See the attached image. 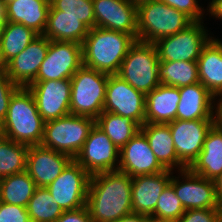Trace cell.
Returning <instances> with one entry per match:
<instances>
[{
    "label": "cell",
    "mask_w": 222,
    "mask_h": 222,
    "mask_svg": "<svg viewBox=\"0 0 222 222\" xmlns=\"http://www.w3.org/2000/svg\"><path fill=\"white\" fill-rule=\"evenodd\" d=\"M132 178L119 170L90 177L86 207L93 222H113L133 212Z\"/></svg>",
    "instance_id": "obj_1"
},
{
    "label": "cell",
    "mask_w": 222,
    "mask_h": 222,
    "mask_svg": "<svg viewBox=\"0 0 222 222\" xmlns=\"http://www.w3.org/2000/svg\"><path fill=\"white\" fill-rule=\"evenodd\" d=\"M136 39L129 34L99 27L89 29L82 43L83 66L108 75L117 74Z\"/></svg>",
    "instance_id": "obj_2"
},
{
    "label": "cell",
    "mask_w": 222,
    "mask_h": 222,
    "mask_svg": "<svg viewBox=\"0 0 222 222\" xmlns=\"http://www.w3.org/2000/svg\"><path fill=\"white\" fill-rule=\"evenodd\" d=\"M45 121L38 112L34 97L27 87H19L12 95L2 121L3 136L28 146L40 145Z\"/></svg>",
    "instance_id": "obj_3"
},
{
    "label": "cell",
    "mask_w": 222,
    "mask_h": 222,
    "mask_svg": "<svg viewBox=\"0 0 222 222\" xmlns=\"http://www.w3.org/2000/svg\"><path fill=\"white\" fill-rule=\"evenodd\" d=\"M137 17V41L147 43H155L193 23L187 15L160 0L139 4Z\"/></svg>",
    "instance_id": "obj_4"
},
{
    "label": "cell",
    "mask_w": 222,
    "mask_h": 222,
    "mask_svg": "<svg viewBox=\"0 0 222 222\" xmlns=\"http://www.w3.org/2000/svg\"><path fill=\"white\" fill-rule=\"evenodd\" d=\"M159 63L155 44L136 40L123 59L117 75L147 95L160 84Z\"/></svg>",
    "instance_id": "obj_5"
},
{
    "label": "cell",
    "mask_w": 222,
    "mask_h": 222,
    "mask_svg": "<svg viewBox=\"0 0 222 222\" xmlns=\"http://www.w3.org/2000/svg\"><path fill=\"white\" fill-rule=\"evenodd\" d=\"M109 75L82 66L71 77L70 112L96 119L103 113Z\"/></svg>",
    "instance_id": "obj_6"
},
{
    "label": "cell",
    "mask_w": 222,
    "mask_h": 222,
    "mask_svg": "<svg viewBox=\"0 0 222 222\" xmlns=\"http://www.w3.org/2000/svg\"><path fill=\"white\" fill-rule=\"evenodd\" d=\"M94 124V118L74 114L47 121L40 145L74 159Z\"/></svg>",
    "instance_id": "obj_7"
},
{
    "label": "cell",
    "mask_w": 222,
    "mask_h": 222,
    "mask_svg": "<svg viewBox=\"0 0 222 222\" xmlns=\"http://www.w3.org/2000/svg\"><path fill=\"white\" fill-rule=\"evenodd\" d=\"M202 21L193 22L186 29L157 40L159 61H197L202 48L209 42Z\"/></svg>",
    "instance_id": "obj_8"
},
{
    "label": "cell",
    "mask_w": 222,
    "mask_h": 222,
    "mask_svg": "<svg viewBox=\"0 0 222 222\" xmlns=\"http://www.w3.org/2000/svg\"><path fill=\"white\" fill-rule=\"evenodd\" d=\"M118 157H120V150L111 139L94 124L84 145L74 160L92 176L98 173L118 170Z\"/></svg>",
    "instance_id": "obj_9"
},
{
    "label": "cell",
    "mask_w": 222,
    "mask_h": 222,
    "mask_svg": "<svg viewBox=\"0 0 222 222\" xmlns=\"http://www.w3.org/2000/svg\"><path fill=\"white\" fill-rule=\"evenodd\" d=\"M145 108L146 95L117 74L109 75L103 112L128 117L142 126L145 124Z\"/></svg>",
    "instance_id": "obj_10"
},
{
    "label": "cell",
    "mask_w": 222,
    "mask_h": 222,
    "mask_svg": "<svg viewBox=\"0 0 222 222\" xmlns=\"http://www.w3.org/2000/svg\"><path fill=\"white\" fill-rule=\"evenodd\" d=\"M90 177L73 159L47 189L64 211L83 208L86 206Z\"/></svg>",
    "instance_id": "obj_11"
},
{
    "label": "cell",
    "mask_w": 222,
    "mask_h": 222,
    "mask_svg": "<svg viewBox=\"0 0 222 222\" xmlns=\"http://www.w3.org/2000/svg\"><path fill=\"white\" fill-rule=\"evenodd\" d=\"M82 66V44L50 40L47 55L34 81L71 79Z\"/></svg>",
    "instance_id": "obj_12"
},
{
    "label": "cell",
    "mask_w": 222,
    "mask_h": 222,
    "mask_svg": "<svg viewBox=\"0 0 222 222\" xmlns=\"http://www.w3.org/2000/svg\"><path fill=\"white\" fill-rule=\"evenodd\" d=\"M27 88L45 122L71 114L70 79L33 81Z\"/></svg>",
    "instance_id": "obj_13"
},
{
    "label": "cell",
    "mask_w": 222,
    "mask_h": 222,
    "mask_svg": "<svg viewBox=\"0 0 222 222\" xmlns=\"http://www.w3.org/2000/svg\"><path fill=\"white\" fill-rule=\"evenodd\" d=\"M216 120L176 119L167 123L174 140L178 160L189 168L203 149L205 137Z\"/></svg>",
    "instance_id": "obj_14"
},
{
    "label": "cell",
    "mask_w": 222,
    "mask_h": 222,
    "mask_svg": "<svg viewBox=\"0 0 222 222\" xmlns=\"http://www.w3.org/2000/svg\"><path fill=\"white\" fill-rule=\"evenodd\" d=\"M180 173L182 179H185L183 183L179 178L171 176L169 184L174 188L185 210L221 208L213 180L201 177L189 168L180 170Z\"/></svg>",
    "instance_id": "obj_15"
},
{
    "label": "cell",
    "mask_w": 222,
    "mask_h": 222,
    "mask_svg": "<svg viewBox=\"0 0 222 222\" xmlns=\"http://www.w3.org/2000/svg\"><path fill=\"white\" fill-rule=\"evenodd\" d=\"M95 27L132 35L137 40V6L129 0H93Z\"/></svg>",
    "instance_id": "obj_16"
},
{
    "label": "cell",
    "mask_w": 222,
    "mask_h": 222,
    "mask_svg": "<svg viewBox=\"0 0 222 222\" xmlns=\"http://www.w3.org/2000/svg\"><path fill=\"white\" fill-rule=\"evenodd\" d=\"M119 158L118 170L131 178L166 170L156 159L147 138L141 131L120 149Z\"/></svg>",
    "instance_id": "obj_17"
},
{
    "label": "cell",
    "mask_w": 222,
    "mask_h": 222,
    "mask_svg": "<svg viewBox=\"0 0 222 222\" xmlns=\"http://www.w3.org/2000/svg\"><path fill=\"white\" fill-rule=\"evenodd\" d=\"M73 159L41 145H30L27 151L26 172L36 187H47L63 172Z\"/></svg>",
    "instance_id": "obj_18"
},
{
    "label": "cell",
    "mask_w": 222,
    "mask_h": 222,
    "mask_svg": "<svg viewBox=\"0 0 222 222\" xmlns=\"http://www.w3.org/2000/svg\"><path fill=\"white\" fill-rule=\"evenodd\" d=\"M50 40L39 35L20 54L5 65L10 80L19 87H27L36 78L49 48Z\"/></svg>",
    "instance_id": "obj_19"
},
{
    "label": "cell",
    "mask_w": 222,
    "mask_h": 222,
    "mask_svg": "<svg viewBox=\"0 0 222 222\" xmlns=\"http://www.w3.org/2000/svg\"><path fill=\"white\" fill-rule=\"evenodd\" d=\"M172 170L132 178L131 200L133 213L151 217L158 197L169 184Z\"/></svg>",
    "instance_id": "obj_20"
},
{
    "label": "cell",
    "mask_w": 222,
    "mask_h": 222,
    "mask_svg": "<svg viewBox=\"0 0 222 222\" xmlns=\"http://www.w3.org/2000/svg\"><path fill=\"white\" fill-rule=\"evenodd\" d=\"M180 101L176 119L190 121L195 119L216 120L217 105L215 96L200 82L179 87ZM213 103V104H212ZM214 105V106H213Z\"/></svg>",
    "instance_id": "obj_21"
},
{
    "label": "cell",
    "mask_w": 222,
    "mask_h": 222,
    "mask_svg": "<svg viewBox=\"0 0 222 222\" xmlns=\"http://www.w3.org/2000/svg\"><path fill=\"white\" fill-rule=\"evenodd\" d=\"M189 169L210 180L222 174V126L218 122L209 129L203 149Z\"/></svg>",
    "instance_id": "obj_22"
},
{
    "label": "cell",
    "mask_w": 222,
    "mask_h": 222,
    "mask_svg": "<svg viewBox=\"0 0 222 222\" xmlns=\"http://www.w3.org/2000/svg\"><path fill=\"white\" fill-rule=\"evenodd\" d=\"M179 88L159 84L146 95L145 123L167 124L176 120Z\"/></svg>",
    "instance_id": "obj_23"
},
{
    "label": "cell",
    "mask_w": 222,
    "mask_h": 222,
    "mask_svg": "<svg viewBox=\"0 0 222 222\" xmlns=\"http://www.w3.org/2000/svg\"><path fill=\"white\" fill-rule=\"evenodd\" d=\"M7 22L20 23L43 35L48 19L50 1L13 0L6 5Z\"/></svg>",
    "instance_id": "obj_24"
},
{
    "label": "cell",
    "mask_w": 222,
    "mask_h": 222,
    "mask_svg": "<svg viewBox=\"0 0 222 222\" xmlns=\"http://www.w3.org/2000/svg\"><path fill=\"white\" fill-rule=\"evenodd\" d=\"M140 131L147 138L156 159L165 169L173 171L175 166L179 171L186 169L178 160L168 124L145 123L141 126Z\"/></svg>",
    "instance_id": "obj_25"
},
{
    "label": "cell",
    "mask_w": 222,
    "mask_h": 222,
    "mask_svg": "<svg viewBox=\"0 0 222 222\" xmlns=\"http://www.w3.org/2000/svg\"><path fill=\"white\" fill-rule=\"evenodd\" d=\"M199 82L215 97L222 91V41L211 38L197 60Z\"/></svg>",
    "instance_id": "obj_26"
},
{
    "label": "cell",
    "mask_w": 222,
    "mask_h": 222,
    "mask_svg": "<svg viewBox=\"0 0 222 222\" xmlns=\"http://www.w3.org/2000/svg\"><path fill=\"white\" fill-rule=\"evenodd\" d=\"M89 28L77 17L60 15V10L50 5L46 29L43 36L49 40L76 42L82 44Z\"/></svg>",
    "instance_id": "obj_27"
},
{
    "label": "cell",
    "mask_w": 222,
    "mask_h": 222,
    "mask_svg": "<svg viewBox=\"0 0 222 222\" xmlns=\"http://www.w3.org/2000/svg\"><path fill=\"white\" fill-rule=\"evenodd\" d=\"M95 124L111 139L120 150L138 132L141 126L128 117L103 112L95 119Z\"/></svg>",
    "instance_id": "obj_28"
},
{
    "label": "cell",
    "mask_w": 222,
    "mask_h": 222,
    "mask_svg": "<svg viewBox=\"0 0 222 222\" xmlns=\"http://www.w3.org/2000/svg\"><path fill=\"white\" fill-rule=\"evenodd\" d=\"M39 36L33 29L20 23L6 22L0 43V54L6 65Z\"/></svg>",
    "instance_id": "obj_29"
},
{
    "label": "cell",
    "mask_w": 222,
    "mask_h": 222,
    "mask_svg": "<svg viewBox=\"0 0 222 222\" xmlns=\"http://www.w3.org/2000/svg\"><path fill=\"white\" fill-rule=\"evenodd\" d=\"M36 189L34 180L24 171L0 179L1 202L27 207Z\"/></svg>",
    "instance_id": "obj_30"
},
{
    "label": "cell",
    "mask_w": 222,
    "mask_h": 222,
    "mask_svg": "<svg viewBox=\"0 0 222 222\" xmlns=\"http://www.w3.org/2000/svg\"><path fill=\"white\" fill-rule=\"evenodd\" d=\"M160 84L177 88L199 82L197 61H160Z\"/></svg>",
    "instance_id": "obj_31"
},
{
    "label": "cell",
    "mask_w": 222,
    "mask_h": 222,
    "mask_svg": "<svg viewBox=\"0 0 222 222\" xmlns=\"http://www.w3.org/2000/svg\"><path fill=\"white\" fill-rule=\"evenodd\" d=\"M29 146L0 137V179L26 171Z\"/></svg>",
    "instance_id": "obj_32"
},
{
    "label": "cell",
    "mask_w": 222,
    "mask_h": 222,
    "mask_svg": "<svg viewBox=\"0 0 222 222\" xmlns=\"http://www.w3.org/2000/svg\"><path fill=\"white\" fill-rule=\"evenodd\" d=\"M26 209L31 222H56L64 212L47 187H36Z\"/></svg>",
    "instance_id": "obj_33"
},
{
    "label": "cell",
    "mask_w": 222,
    "mask_h": 222,
    "mask_svg": "<svg viewBox=\"0 0 222 222\" xmlns=\"http://www.w3.org/2000/svg\"><path fill=\"white\" fill-rule=\"evenodd\" d=\"M50 5L60 10V15L77 17L89 29L95 27L93 0H50Z\"/></svg>",
    "instance_id": "obj_34"
},
{
    "label": "cell",
    "mask_w": 222,
    "mask_h": 222,
    "mask_svg": "<svg viewBox=\"0 0 222 222\" xmlns=\"http://www.w3.org/2000/svg\"><path fill=\"white\" fill-rule=\"evenodd\" d=\"M184 213L185 209L176 196L174 188L168 184L158 197L156 208L151 217L176 222Z\"/></svg>",
    "instance_id": "obj_35"
},
{
    "label": "cell",
    "mask_w": 222,
    "mask_h": 222,
    "mask_svg": "<svg viewBox=\"0 0 222 222\" xmlns=\"http://www.w3.org/2000/svg\"><path fill=\"white\" fill-rule=\"evenodd\" d=\"M176 222H222V211L221 208L185 210Z\"/></svg>",
    "instance_id": "obj_36"
},
{
    "label": "cell",
    "mask_w": 222,
    "mask_h": 222,
    "mask_svg": "<svg viewBox=\"0 0 222 222\" xmlns=\"http://www.w3.org/2000/svg\"><path fill=\"white\" fill-rule=\"evenodd\" d=\"M19 88L18 85L14 84L7 76L5 70L0 71V120L3 121L5 118L10 99L13 93Z\"/></svg>",
    "instance_id": "obj_37"
},
{
    "label": "cell",
    "mask_w": 222,
    "mask_h": 222,
    "mask_svg": "<svg viewBox=\"0 0 222 222\" xmlns=\"http://www.w3.org/2000/svg\"><path fill=\"white\" fill-rule=\"evenodd\" d=\"M187 15L193 22L202 21L204 13L197 0H160Z\"/></svg>",
    "instance_id": "obj_38"
},
{
    "label": "cell",
    "mask_w": 222,
    "mask_h": 222,
    "mask_svg": "<svg viewBox=\"0 0 222 222\" xmlns=\"http://www.w3.org/2000/svg\"><path fill=\"white\" fill-rule=\"evenodd\" d=\"M0 222H31L26 207L0 203Z\"/></svg>",
    "instance_id": "obj_39"
},
{
    "label": "cell",
    "mask_w": 222,
    "mask_h": 222,
    "mask_svg": "<svg viewBox=\"0 0 222 222\" xmlns=\"http://www.w3.org/2000/svg\"><path fill=\"white\" fill-rule=\"evenodd\" d=\"M56 222H93L87 207L64 211Z\"/></svg>",
    "instance_id": "obj_40"
},
{
    "label": "cell",
    "mask_w": 222,
    "mask_h": 222,
    "mask_svg": "<svg viewBox=\"0 0 222 222\" xmlns=\"http://www.w3.org/2000/svg\"><path fill=\"white\" fill-rule=\"evenodd\" d=\"M209 12L218 19H222V0H212L209 5Z\"/></svg>",
    "instance_id": "obj_41"
},
{
    "label": "cell",
    "mask_w": 222,
    "mask_h": 222,
    "mask_svg": "<svg viewBox=\"0 0 222 222\" xmlns=\"http://www.w3.org/2000/svg\"><path fill=\"white\" fill-rule=\"evenodd\" d=\"M147 218V216L132 212L113 222H146Z\"/></svg>",
    "instance_id": "obj_42"
},
{
    "label": "cell",
    "mask_w": 222,
    "mask_h": 222,
    "mask_svg": "<svg viewBox=\"0 0 222 222\" xmlns=\"http://www.w3.org/2000/svg\"><path fill=\"white\" fill-rule=\"evenodd\" d=\"M214 181L215 184V192L217 199L222 206V174H220Z\"/></svg>",
    "instance_id": "obj_43"
},
{
    "label": "cell",
    "mask_w": 222,
    "mask_h": 222,
    "mask_svg": "<svg viewBox=\"0 0 222 222\" xmlns=\"http://www.w3.org/2000/svg\"><path fill=\"white\" fill-rule=\"evenodd\" d=\"M216 105V122L222 126V102H218Z\"/></svg>",
    "instance_id": "obj_44"
},
{
    "label": "cell",
    "mask_w": 222,
    "mask_h": 222,
    "mask_svg": "<svg viewBox=\"0 0 222 222\" xmlns=\"http://www.w3.org/2000/svg\"><path fill=\"white\" fill-rule=\"evenodd\" d=\"M0 21H7L6 6L3 0H0Z\"/></svg>",
    "instance_id": "obj_45"
},
{
    "label": "cell",
    "mask_w": 222,
    "mask_h": 222,
    "mask_svg": "<svg viewBox=\"0 0 222 222\" xmlns=\"http://www.w3.org/2000/svg\"><path fill=\"white\" fill-rule=\"evenodd\" d=\"M146 222H172V221L157 219V218H154V217H148Z\"/></svg>",
    "instance_id": "obj_46"
},
{
    "label": "cell",
    "mask_w": 222,
    "mask_h": 222,
    "mask_svg": "<svg viewBox=\"0 0 222 222\" xmlns=\"http://www.w3.org/2000/svg\"><path fill=\"white\" fill-rule=\"evenodd\" d=\"M7 21H0V43L3 36V30Z\"/></svg>",
    "instance_id": "obj_47"
},
{
    "label": "cell",
    "mask_w": 222,
    "mask_h": 222,
    "mask_svg": "<svg viewBox=\"0 0 222 222\" xmlns=\"http://www.w3.org/2000/svg\"><path fill=\"white\" fill-rule=\"evenodd\" d=\"M129 1L138 6L139 4H142L144 2L155 1V0H129Z\"/></svg>",
    "instance_id": "obj_48"
},
{
    "label": "cell",
    "mask_w": 222,
    "mask_h": 222,
    "mask_svg": "<svg viewBox=\"0 0 222 222\" xmlns=\"http://www.w3.org/2000/svg\"><path fill=\"white\" fill-rule=\"evenodd\" d=\"M5 69V64L4 62L2 61V58H1V54H0V71L4 70Z\"/></svg>",
    "instance_id": "obj_49"
},
{
    "label": "cell",
    "mask_w": 222,
    "mask_h": 222,
    "mask_svg": "<svg viewBox=\"0 0 222 222\" xmlns=\"http://www.w3.org/2000/svg\"><path fill=\"white\" fill-rule=\"evenodd\" d=\"M3 136V131H2V121L0 120V137Z\"/></svg>",
    "instance_id": "obj_50"
},
{
    "label": "cell",
    "mask_w": 222,
    "mask_h": 222,
    "mask_svg": "<svg viewBox=\"0 0 222 222\" xmlns=\"http://www.w3.org/2000/svg\"><path fill=\"white\" fill-rule=\"evenodd\" d=\"M220 96V99H218V102H222V91L218 94Z\"/></svg>",
    "instance_id": "obj_51"
},
{
    "label": "cell",
    "mask_w": 222,
    "mask_h": 222,
    "mask_svg": "<svg viewBox=\"0 0 222 222\" xmlns=\"http://www.w3.org/2000/svg\"><path fill=\"white\" fill-rule=\"evenodd\" d=\"M3 1H4L5 5H6L8 2H11L13 0H3Z\"/></svg>",
    "instance_id": "obj_52"
}]
</instances>
